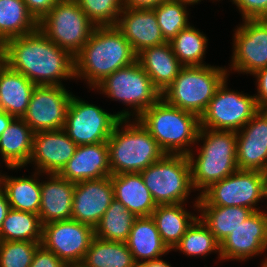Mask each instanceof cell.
<instances>
[{
    "label": "cell",
    "instance_id": "6da1fadb",
    "mask_svg": "<svg viewBox=\"0 0 267 267\" xmlns=\"http://www.w3.org/2000/svg\"><path fill=\"white\" fill-rule=\"evenodd\" d=\"M0 51L4 63L36 86H64L62 80H75L74 57L39 29L9 39Z\"/></svg>",
    "mask_w": 267,
    "mask_h": 267
},
{
    "label": "cell",
    "instance_id": "7a4b0ae2",
    "mask_svg": "<svg viewBox=\"0 0 267 267\" xmlns=\"http://www.w3.org/2000/svg\"><path fill=\"white\" fill-rule=\"evenodd\" d=\"M137 61L132 45L116 26H96L90 38L74 56L76 80L93 89L105 77Z\"/></svg>",
    "mask_w": 267,
    "mask_h": 267
},
{
    "label": "cell",
    "instance_id": "3957f363",
    "mask_svg": "<svg viewBox=\"0 0 267 267\" xmlns=\"http://www.w3.org/2000/svg\"><path fill=\"white\" fill-rule=\"evenodd\" d=\"M202 141L198 155L192 151L187 156L191 166V182L200 195L212 183L220 181L238 170L236 162V131L200 128L196 144Z\"/></svg>",
    "mask_w": 267,
    "mask_h": 267
},
{
    "label": "cell",
    "instance_id": "277c9868",
    "mask_svg": "<svg viewBox=\"0 0 267 267\" xmlns=\"http://www.w3.org/2000/svg\"><path fill=\"white\" fill-rule=\"evenodd\" d=\"M107 144L111 175L140 173L165 155L137 118L120 119Z\"/></svg>",
    "mask_w": 267,
    "mask_h": 267
},
{
    "label": "cell",
    "instance_id": "5b68a950",
    "mask_svg": "<svg viewBox=\"0 0 267 267\" xmlns=\"http://www.w3.org/2000/svg\"><path fill=\"white\" fill-rule=\"evenodd\" d=\"M165 154L188 155L196 145L200 118L160 98L138 118ZM191 147V148H190Z\"/></svg>",
    "mask_w": 267,
    "mask_h": 267
},
{
    "label": "cell",
    "instance_id": "8992f818",
    "mask_svg": "<svg viewBox=\"0 0 267 267\" xmlns=\"http://www.w3.org/2000/svg\"><path fill=\"white\" fill-rule=\"evenodd\" d=\"M227 69L210 64L183 66L173 83L161 93V98L200 118L218 87L230 75Z\"/></svg>",
    "mask_w": 267,
    "mask_h": 267
},
{
    "label": "cell",
    "instance_id": "52a82bcc",
    "mask_svg": "<svg viewBox=\"0 0 267 267\" xmlns=\"http://www.w3.org/2000/svg\"><path fill=\"white\" fill-rule=\"evenodd\" d=\"M93 90H100V94L133 109L117 112L121 119L138 118L161 98V93L137 61L108 75Z\"/></svg>",
    "mask_w": 267,
    "mask_h": 267
},
{
    "label": "cell",
    "instance_id": "ba28073f",
    "mask_svg": "<svg viewBox=\"0 0 267 267\" xmlns=\"http://www.w3.org/2000/svg\"><path fill=\"white\" fill-rule=\"evenodd\" d=\"M140 175L157 205L186 203L194 191L190 162L184 154H165Z\"/></svg>",
    "mask_w": 267,
    "mask_h": 267
},
{
    "label": "cell",
    "instance_id": "9c48e42d",
    "mask_svg": "<svg viewBox=\"0 0 267 267\" xmlns=\"http://www.w3.org/2000/svg\"><path fill=\"white\" fill-rule=\"evenodd\" d=\"M95 27L75 0H59L38 22V29L73 57L88 41Z\"/></svg>",
    "mask_w": 267,
    "mask_h": 267
},
{
    "label": "cell",
    "instance_id": "30bf717a",
    "mask_svg": "<svg viewBox=\"0 0 267 267\" xmlns=\"http://www.w3.org/2000/svg\"><path fill=\"white\" fill-rule=\"evenodd\" d=\"M267 199V174L258 170H236L212 183L198 196V205L240 206L260 211L257 205Z\"/></svg>",
    "mask_w": 267,
    "mask_h": 267
},
{
    "label": "cell",
    "instance_id": "8fae6325",
    "mask_svg": "<svg viewBox=\"0 0 267 267\" xmlns=\"http://www.w3.org/2000/svg\"><path fill=\"white\" fill-rule=\"evenodd\" d=\"M228 78L218 87L200 117V128L239 131L260 110L255 96L228 88Z\"/></svg>",
    "mask_w": 267,
    "mask_h": 267
},
{
    "label": "cell",
    "instance_id": "7c38bea8",
    "mask_svg": "<svg viewBox=\"0 0 267 267\" xmlns=\"http://www.w3.org/2000/svg\"><path fill=\"white\" fill-rule=\"evenodd\" d=\"M120 119L116 113L72 95L63 130L77 146L98 144L108 141Z\"/></svg>",
    "mask_w": 267,
    "mask_h": 267
},
{
    "label": "cell",
    "instance_id": "4fadbf2b",
    "mask_svg": "<svg viewBox=\"0 0 267 267\" xmlns=\"http://www.w3.org/2000/svg\"><path fill=\"white\" fill-rule=\"evenodd\" d=\"M94 237V228L76 220L54 221L43 225L41 245L69 267H79Z\"/></svg>",
    "mask_w": 267,
    "mask_h": 267
},
{
    "label": "cell",
    "instance_id": "5bb4252c",
    "mask_svg": "<svg viewBox=\"0 0 267 267\" xmlns=\"http://www.w3.org/2000/svg\"><path fill=\"white\" fill-rule=\"evenodd\" d=\"M236 27L228 74L253 75L267 67V18L243 19Z\"/></svg>",
    "mask_w": 267,
    "mask_h": 267
},
{
    "label": "cell",
    "instance_id": "9a60e30c",
    "mask_svg": "<svg viewBox=\"0 0 267 267\" xmlns=\"http://www.w3.org/2000/svg\"><path fill=\"white\" fill-rule=\"evenodd\" d=\"M72 95L64 86H35L22 119L34 133L61 130Z\"/></svg>",
    "mask_w": 267,
    "mask_h": 267
},
{
    "label": "cell",
    "instance_id": "2e32d148",
    "mask_svg": "<svg viewBox=\"0 0 267 267\" xmlns=\"http://www.w3.org/2000/svg\"><path fill=\"white\" fill-rule=\"evenodd\" d=\"M267 250V213L253 212L220 243L223 260L246 261Z\"/></svg>",
    "mask_w": 267,
    "mask_h": 267
},
{
    "label": "cell",
    "instance_id": "e0dca14e",
    "mask_svg": "<svg viewBox=\"0 0 267 267\" xmlns=\"http://www.w3.org/2000/svg\"><path fill=\"white\" fill-rule=\"evenodd\" d=\"M114 199L111 176L75 183L71 219L94 228Z\"/></svg>",
    "mask_w": 267,
    "mask_h": 267
},
{
    "label": "cell",
    "instance_id": "ac0fdd59",
    "mask_svg": "<svg viewBox=\"0 0 267 267\" xmlns=\"http://www.w3.org/2000/svg\"><path fill=\"white\" fill-rule=\"evenodd\" d=\"M236 137L238 169L267 174V109H260L236 132Z\"/></svg>",
    "mask_w": 267,
    "mask_h": 267
},
{
    "label": "cell",
    "instance_id": "d6986e66",
    "mask_svg": "<svg viewBox=\"0 0 267 267\" xmlns=\"http://www.w3.org/2000/svg\"><path fill=\"white\" fill-rule=\"evenodd\" d=\"M76 148L63 129L36 132L28 164H33L35 171L44 175L58 174L73 157Z\"/></svg>",
    "mask_w": 267,
    "mask_h": 267
},
{
    "label": "cell",
    "instance_id": "ffe728a7",
    "mask_svg": "<svg viewBox=\"0 0 267 267\" xmlns=\"http://www.w3.org/2000/svg\"><path fill=\"white\" fill-rule=\"evenodd\" d=\"M132 45L136 54L142 50L165 43L153 8L124 7L115 25Z\"/></svg>",
    "mask_w": 267,
    "mask_h": 267
},
{
    "label": "cell",
    "instance_id": "44dd1931",
    "mask_svg": "<svg viewBox=\"0 0 267 267\" xmlns=\"http://www.w3.org/2000/svg\"><path fill=\"white\" fill-rule=\"evenodd\" d=\"M58 175L72 183L111 176L107 142L77 146Z\"/></svg>",
    "mask_w": 267,
    "mask_h": 267
},
{
    "label": "cell",
    "instance_id": "7402d4cb",
    "mask_svg": "<svg viewBox=\"0 0 267 267\" xmlns=\"http://www.w3.org/2000/svg\"><path fill=\"white\" fill-rule=\"evenodd\" d=\"M47 180L41 182V203L39 217L41 223L69 220L72 218V183L58 174H47Z\"/></svg>",
    "mask_w": 267,
    "mask_h": 267
},
{
    "label": "cell",
    "instance_id": "603a6c76",
    "mask_svg": "<svg viewBox=\"0 0 267 267\" xmlns=\"http://www.w3.org/2000/svg\"><path fill=\"white\" fill-rule=\"evenodd\" d=\"M137 62L160 93L173 83L183 67L169 42L142 50L137 54Z\"/></svg>",
    "mask_w": 267,
    "mask_h": 267
},
{
    "label": "cell",
    "instance_id": "cb8c5ba5",
    "mask_svg": "<svg viewBox=\"0 0 267 267\" xmlns=\"http://www.w3.org/2000/svg\"><path fill=\"white\" fill-rule=\"evenodd\" d=\"M114 198L136 217H148L156 209L152 194L140 173L111 175Z\"/></svg>",
    "mask_w": 267,
    "mask_h": 267
},
{
    "label": "cell",
    "instance_id": "d4e9b609",
    "mask_svg": "<svg viewBox=\"0 0 267 267\" xmlns=\"http://www.w3.org/2000/svg\"><path fill=\"white\" fill-rule=\"evenodd\" d=\"M33 130L22 118H14L0 136V155L8 169L27 166L33 150Z\"/></svg>",
    "mask_w": 267,
    "mask_h": 267
},
{
    "label": "cell",
    "instance_id": "484cf974",
    "mask_svg": "<svg viewBox=\"0 0 267 267\" xmlns=\"http://www.w3.org/2000/svg\"><path fill=\"white\" fill-rule=\"evenodd\" d=\"M35 86L22 73L12 70L2 62L0 64V111H5L15 118H22Z\"/></svg>",
    "mask_w": 267,
    "mask_h": 267
},
{
    "label": "cell",
    "instance_id": "4316f807",
    "mask_svg": "<svg viewBox=\"0 0 267 267\" xmlns=\"http://www.w3.org/2000/svg\"><path fill=\"white\" fill-rule=\"evenodd\" d=\"M126 244L137 265L160 259L163 257L162 255L170 252L163 243L156 223L151 216L135 219Z\"/></svg>",
    "mask_w": 267,
    "mask_h": 267
},
{
    "label": "cell",
    "instance_id": "83f0119b",
    "mask_svg": "<svg viewBox=\"0 0 267 267\" xmlns=\"http://www.w3.org/2000/svg\"><path fill=\"white\" fill-rule=\"evenodd\" d=\"M42 173L35 171L26 177H12L5 173L0 177V186L5 191L10 208L38 214L41 203Z\"/></svg>",
    "mask_w": 267,
    "mask_h": 267
},
{
    "label": "cell",
    "instance_id": "f1b7e54d",
    "mask_svg": "<svg viewBox=\"0 0 267 267\" xmlns=\"http://www.w3.org/2000/svg\"><path fill=\"white\" fill-rule=\"evenodd\" d=\"M185 204L157 205L151 215L163 243L170 251L198 218V215L187 211Z\"/></svg>",
    "mask_w": 267,
    "mask_h": 267
},
{
    "label": "cell",
    "instance_id": "f546056e",
    "mask_svg": "<svg viewBox=\"0 0 267 267\" xmlns=\"http://www.w3.org/2000/svg\"><path fill=\"white\" fill-rule=\"evenodd\" d=\"M195 200L193 208L200 213L198 217L219 243L254 212L240 206L198 205L197 196Z\"/></svg>",
    "mask_w": 267,
    "mask_h": 267
},
{
    "label": "cell",
    "instance_id": "4dcf8cb0",
    "mask_svg": "<svg viewBox=\"0 0 267 267\" xmlns=\"http://www.w3.org/2000/svg\"><path fill=\"white\" fill-rule=\"evenodd\" d=\"M38 29V21L23 0H0V47L9 39L30 34Z\"/></svg>",
    "mask_w": 267,
    "mask_h": 267
},
{
    "label": "cell",
    "instance_id": "1f68e13d",
    "mask_svg": "<svg viewBox=\"0 0 267 267\" xmlns=\"http://www.w3.org/2000/svg\"><path fill=\"white\" fill-rule=\"evenodd\" d=\"M79 267H138L126 242L93 237Z\"/></svg>",
    "mask_w": 267,
    "mask_h": 267
},
{
    "label": "cell",
    "instance_id": "d6a6232c",
    "mask_svg": "<svg viewBox=\"0 0 267 267\" xmlns=\"http://www.w3.org/2000/svg\"><path fill=\"white\" fill-rule=\"evenodd\" d=\"M43 224L38 214L10 208L0 229V241H42Z\"/></svg>",
    "mask_w": 267,
    "mask_h": 267
},
{
    "label": "cell",
    "instance_id": "836d02e7",
    "mask_svg": "<svg viewBox=\"0 0 267 267\" xmlns=\"http://www.w3.org/2000/svg\"><path fill=\"white\" fill-rule=\"evenodd\" d=\"M137 217L114 199L94 227V236L107 241L126 242Z\"/></svg>",
    "mask_w": 267,
    "mask_h": 267
},
{
    "label": "cell",
    "instance_id": "e575fe53",
    "mask_svg": "<svg viewBox=\"0 0 267 267\" xmlns=\"http://www.w3.org/2000/svg\"><path fill=\"white\" fill-rule=\"evenodd\" d=\"M207 36L193 25L181 30L169 43L183 66H204Z\"/></svg>",
    "mask_w": 267,
    "mask_h": 267
},
{
    "label": "cell",
    "instance_id": "d590c367",
    "mask_svg": "<svg viewBox=\"0 0 267 267\" xmlns=\"http://www.w3.org/2000/svg\"><path fill=\"white\" fill-rule=\"evenodd\" d=\"M172 250L175 252L181 251L188 257H206L212 252L215 254L217 252L218 260L222 261L220 256V243L199 217L187 229Z\"/></svg>",
    "mask_w": 267,
    "mask_h": 267
},
{
    "label": "cell",
    "instance_id": "8d00e7d4",
    "mask_svg": "<svg viewBox=\"0 0 267 267\" xmlns=\"http://www.w3.org/2000/svg\"><path fill=\"white\" fill-rule=\"evenodd\" d=\"M187 3L167 0L154 9L161 34L166 42H170L181 30L190 25Z\"/></svg>",
    "mask_w": 267,
    "mask_h": 267
},
{
    "label": "cell",
    "instance_id": "74e56055",
    "mask_svg": "<svg viewBox=\"0 0 267 267\" xmlns=\"http://www.w3.org/2000/svg\"><path fill=\"white\" fill-rule=\"evenodd\" d=\"M96 26H115L124 9L123 0H75Z\"/></svg>",
    "mask_w": 267,
    "mask_h": 267
},
{
    "label": "cell",
    "instance_id": "f35d334b",
    "mask_svg": "<svg viewBox=\"0 0 267 267\" xmlns=\"http://www.w3.org/2000/svg\"><path fill=\"white\" fill-rule=\"evenodd\" d=\"M41 242L0 241V267H30Z\"/></svg>",
    "mask_w": 267,
    "mask_h": 267
},
{
    "label": "cell",
    "instance_id": "ab89813d",
    "mask_svg": "<svg viewBox=\"0 0 267 267\" xmlns=\"http://www.w3.org/2000/svg\"><path fill=\"white\" fill-rule=\"evenodd\" d=\"M243 19L267 18V0H230Z\"/></svg>",
    "mask_w": 267,
    "mask_h": 267
},
{
    "label": "cell",
    "instance_id": "60d3db41",
    "mask_svg": "<svg viewBox=\"0 0 267 267\" xmlns=\"http://www.w3.org/2000/svg\"><path fill=\"white\" fill-rule=\"evenodd\" d=\"M30 267H69L57 255L40 245L35 251Z\"/></svg>",
    "mask_w": 267,
    "mask_h": 267
},
{
    "label": "cell",
    "instance_id": "b9f144b4",
    "mask_svg": "<svg viewBox=\"0 0 267 267\" xmlns=\"http://www.w3.org/2000/svg\"><path fill=\"white\" fill-rule=\"evenodd\" d=\"M256 78L257 95L254 94L260 109H267V67L253 74Z\"/></svg>",
    "mask_w": 267,
    "mask_h": 267
},
{
    "label": "cell",
    "instance_id": "7bdbcfd3",
    "mask_svg": "<svg viewBox=\"0 0 267 267\" xmlns=\"http://www.w3.org/2000/svg\"><path fill=\"white\" fill-rule=\"evenodd\" d=\"M28 11L39 22L59 0H23Z\"/></svg>",
    "mask_w": 267,
    "mask_h": 267
},
{
    "label": "cell",
    "instance_id": "ee69618b",
    "mask_svg": "<svg viewBox=\"0 0 267 267\" xmlns=\"http://www.w3.org/2000/svg\"><path fill=\"white\" fill-rule=\"evenodd\" d=\"M167 0H123L124 7L133 9L155 8Z\"/></svg>",
    "mask_w": 267,
    "mask_h": 267
},
{
    "label": "cell",
    "instance_id": "f6af8a7d",
    "mask_svg": "<svg viewBox=\"0 0 267 267\" xmlns=\"http://www.w3.org/2000/svg\"><path fill=\"white\" fill-rule=\"evenodd\" d=\"M10 209L5 191L0 186V229L2 227L3 221L6 218L7 212Z\"/></svg>",
    "mask_w": 267,
    "mask_h": 267
},
{
    "label": "cell",
    "instance_id": "bcb514c9",
    "mask_svg": "<svg viewBox=\"0 0 267 267\" xmlns=\"http://www.w3.org/2000/svg\"><path fill=\"white\" fill-rule=\"evenodd\" d=\"M14 118V116L9 115L5 111H0V136L7 129Z\"/></svg>",
    "mask_w": 267,
    "mask_h": 267
},
{
    "label": "cell",
    "instance_id": "7dc6e473",
    "mask_svg": "<svg viewBox=\"0 0 267 267\" xmlns=\"http://www.w3.org/2000/svg\"><path fill=\"white\" fill-rule=\"evenodd\" d=\"M138 267H173V266H171L169 262L167 263V261L160 258L156 260L143 262L142 264L138 265Z\"/></svg>",
    "mask_w": 267,
    "mask_h": 267
},
{
    "label": "cell",
    "instance_id": "c3c4849f",
    "mask_svg": "<svg viewBox=\"0 0 267 267\" xmlns=\"http://www.w3.org/2000/svg\"><path fill=\"white\" fill-rule=\"evenodd\" d=\"M175 1L184 2V3H187V4L193 6V5L198 4V3L200 4V2L203 1V0H175ZM212 1H215V0H212Z\"/></svg>",
    "mask_w": 267,
    "mask_h": 267
},
{
    "label": "cell",
    "instance_id": "681fc988",
    "mask_svg": "<svg viewBox=\"0 0 267 267\" xmlns=\"http://www.w3.org/2000/svg\"><path fill=\"white\" fill-rule=\"evenodd\" d=\"M261 267H267V258L262 261Z\"/></svg>",
    "mask_w": 267,
    "mask_h": 267
},
{
    "label": "cell",
    "instance_id": "f907efd6",
    "mask_svg": "<svg viewBox=\"0 0 267 267\" xmlns=\"http://www.w3.org/2000/svg\"><path fill=\"white\" fill-rule=\"evenodd\" d=\"M3 62V58H2V54H1V51H0V64Z\"/></svg>",
    "mask_w": 267,
    "mask_h": 267
}]
</instances>
